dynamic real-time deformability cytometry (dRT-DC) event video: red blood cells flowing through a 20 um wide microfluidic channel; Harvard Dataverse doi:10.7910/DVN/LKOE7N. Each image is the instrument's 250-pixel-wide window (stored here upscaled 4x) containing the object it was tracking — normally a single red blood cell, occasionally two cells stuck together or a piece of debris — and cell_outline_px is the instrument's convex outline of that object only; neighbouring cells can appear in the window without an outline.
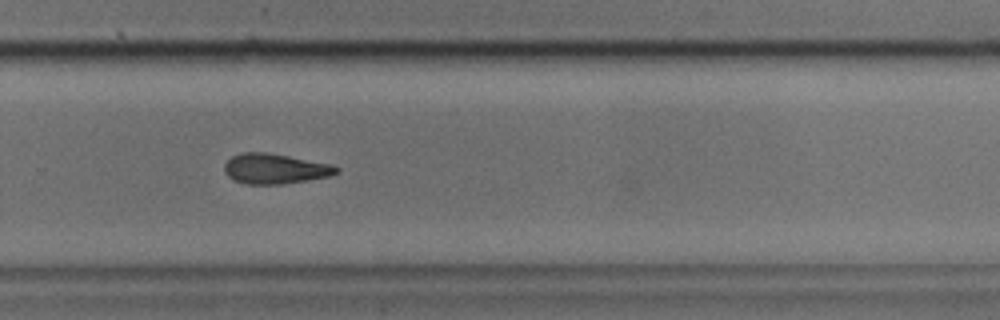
{"species": "common noctule bat (a hibernating species)", "species_latin": "Nyctalus noctula", "temperature_condition": "cold", "stored_images_in_passage": 28, "camera_frame_rate_fps": 3000, "um_per_image_px": 0.085, "animal": {"sex": "male", "body_mass_g": 17.9, "forearm_length_mm": 54.2}, "frame": {"image": 1, "passage_image": 20, "time_ms": 6.333, "image_size_px": [1000, 320], "cell_outline_px": [[340, 172], [328, 176], [280, 184], [248, 184], [236, 180], [228, 176], [224, 172], [224, 164], [232, 156], [240, 152], [268, 152], [332, 164], [340, 168]], "centroid_in_image_um": [23.37, 14.32], "position_along_channel_um": 306.4, "area_um2": 19.59}}